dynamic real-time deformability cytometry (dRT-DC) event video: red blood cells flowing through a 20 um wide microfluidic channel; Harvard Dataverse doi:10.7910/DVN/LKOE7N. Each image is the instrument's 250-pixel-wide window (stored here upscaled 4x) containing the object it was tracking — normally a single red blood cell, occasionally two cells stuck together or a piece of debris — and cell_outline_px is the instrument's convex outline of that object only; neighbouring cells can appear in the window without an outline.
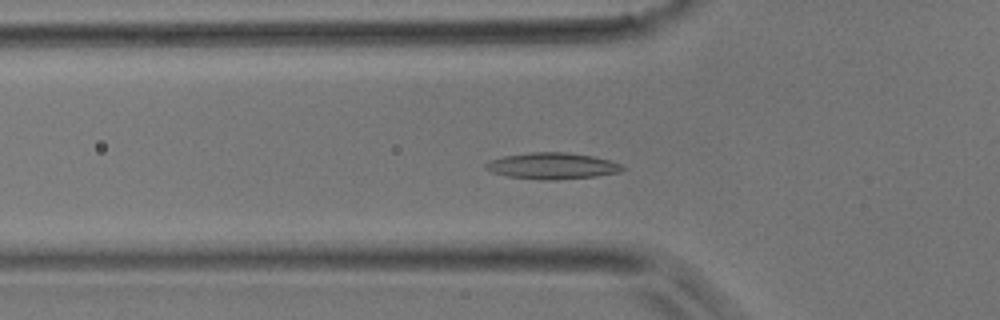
{"species": "common noctule bat (a hibernating species)", "species_latin": "Nyctalus noctula", "temperature_condition": "room temperature", "stored_images_in_passage": 24, "camera_frame_rate_fps": 3000, "um_per_image_px": 0.085, "animal": {"sex": "male", "body_mass_g": 17.9}, "frame": {"image": 1, "passage_image": 14, "time_ms": 4.333, "image_size_px": [1000, 320], "cell_outline_px": [[628, 168], [620, 172], [596, 176], [556, 180], [540, 180], [508, 176], [492, 172], [484, 168], [484, 164], [492, 160], [504, 156], [532, 152], [568, 152], [592, 156], [608, 160], [620, 164]], "centroid_in_image_um": [46.96, 14.11], "position_along_channel_um": 78.8, "area_um2": 20.98}}
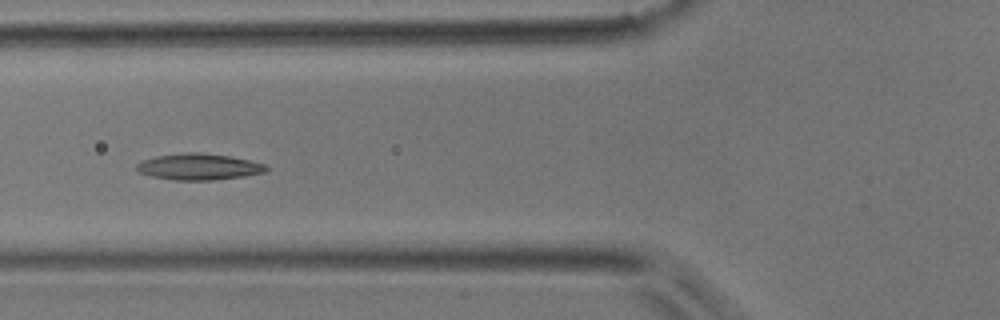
{"frame": {"image": 2, "passage_image": 16, "time_ms": 5.0, "image_size_px": [1000, 320], "cell_outline_px": [[268, 168], [264, 172], [244, 176], [212, 180], [172, 180], [152, 176], [140, 172], [136, 168], [136, 164], [144, 160], [156, 156], [188, 152], [196, 152], [228, 156], [248, 160], [264, 164]], "centroid_in_image_um": [16.88, 14.18], "position_along_channel_um": 108.9, "area_um2": 19.54}}
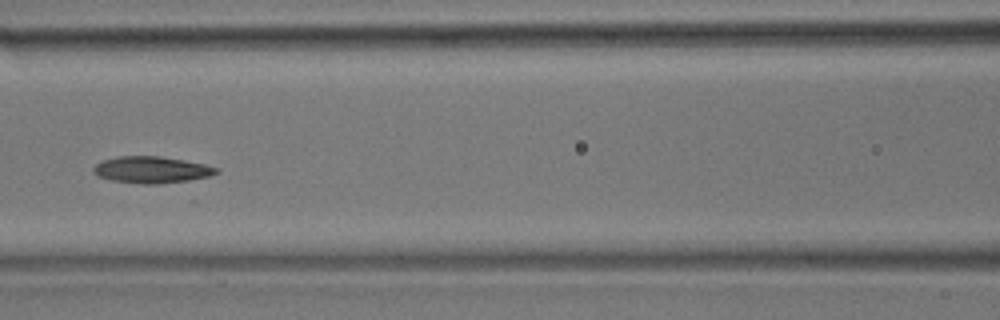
{"frame": {"image": 3, "passage_image": 19, "time_ms": 6.0, "image_size_px": [1000, 320], "cell_outline_px": [[220, 172], [208, 176], [188, 180], [160, 184], [140, 184], [112, 180], [96, 176], [92, 172], [92, 168], [96, 164], [104, 160], [116, 156], [160, 156], [184, 160], [204, 164], [216, 168]], "centroid_in_image_um": [12.83, 14.43], "position_along_channel_um": 153.8, "area_um2": 19.07}}